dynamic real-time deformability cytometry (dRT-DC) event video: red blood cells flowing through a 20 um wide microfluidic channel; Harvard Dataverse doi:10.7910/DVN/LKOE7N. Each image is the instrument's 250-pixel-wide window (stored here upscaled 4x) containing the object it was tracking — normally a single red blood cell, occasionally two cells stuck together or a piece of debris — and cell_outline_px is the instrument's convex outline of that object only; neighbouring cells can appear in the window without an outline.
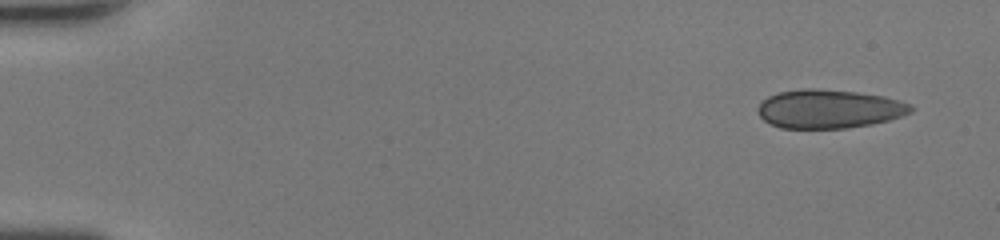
{"species": "human", "species_latin": "Homo sapiens", "temperature_condition": "room temperature", "stored_images_in_passage": 43, "camera_frame_rate_fps": 3000, "um_per_image_px": 0.085, "donor": {"sex": "female"}, "frame": {"image": 1, "passage_image": 1, "time_ms": 0.0, "image_size_px": [1000, 240], "cell_outline_px": [[916, 108], [912, 112], [888, 120], [872, 124], [848, 128], [780, 128], [764, 120], [756, 112], [756, 108], [760, 100], [768, 96], [780, 92], [804, 88], [816, 88], [856, 92], [884, 96], [912, 104]], "centroid_in_image_um": [70.45, 9.25], "position_along_channel_um": 14.5, "area_um2": 34.8}}
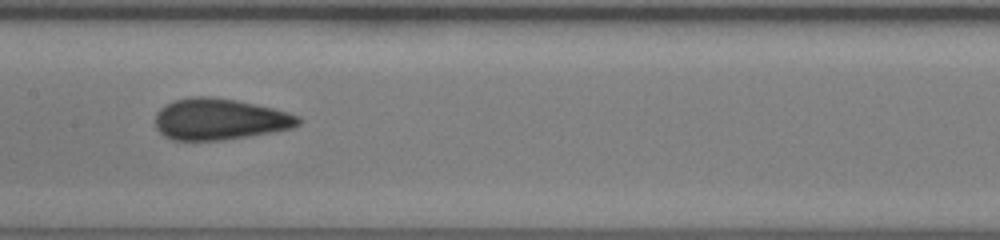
{"frame": {"image": 2, "passage_image": 23, "time_ms": 7.333, "image_size_px": [1000, 240], "cell_outline_px": [[304, 120], [300, 124], [292, 128], [272, 132], [220, 140], [172, 140], [164, 136], [156, 128], [156, 112], [164, 104], [172, 100], [192, 96], [212, 96], [236, 100], [256, 104], [288, 112], [300, 116]], "centroid_in_image_um": [18.67, 10.12], "position_along_channel_um": 188.7, "area_um2": 34.68}}
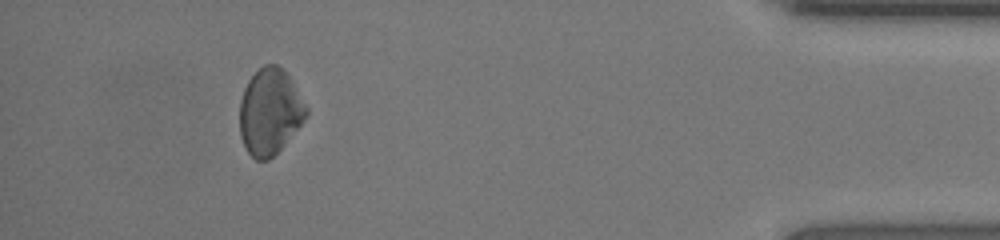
{"frame": {"image": 3, "passage_image": 42, "time_ms": 13.667, "image_size_px": [1000, 240], "cell_outline_px": [[308, 116], [284, 144], [268, 160], [256, 160], [248, 152], [240, 136], [240, 100], [244, 88], [248, 80], [264, 64], [276, 64], [288, 76], [308, 108]], "centroid_in_image_um": [22.92, 9.5], "position_along_channel_um": 412.3, "area_um2": 32.95}}